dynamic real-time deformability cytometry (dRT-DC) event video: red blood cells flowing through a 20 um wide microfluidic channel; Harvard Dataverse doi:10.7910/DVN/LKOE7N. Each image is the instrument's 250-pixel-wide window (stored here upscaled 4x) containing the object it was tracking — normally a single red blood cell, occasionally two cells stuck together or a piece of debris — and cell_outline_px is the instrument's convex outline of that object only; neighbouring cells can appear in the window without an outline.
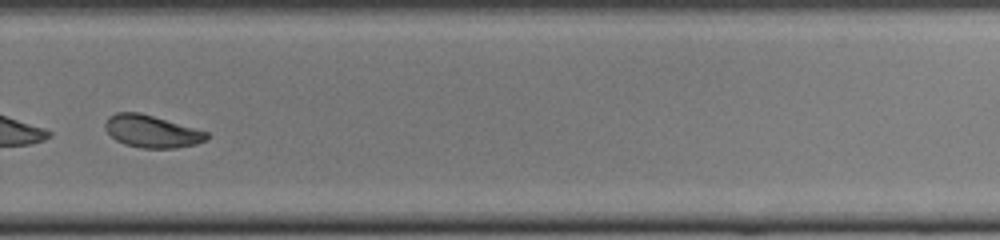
{"species": "common noctule bat (a hibernating species)", "species_latin": "Nyctalus noctula", "temperature_condition": "cold", "stored_images_in_passage": 37, "camera_frame_rate_fps": 3000, "um_per_image_px": 0.085, "animal": {"sex": "female", "body_mass_g": 22.0, "forearm_length_mm": 56.7}, "frame": {"image": 1, "passage_image": 22, "time_ms": 7.0, "image_size_px": [1000, 240], "cell_outline_px": [[208, 140], [196, 144], [176, 148], [140, 148], [124, 144], [116, 140], [104, 128], [104, 124], [108, 116], [116, 112], [140, 112], [208, 132]], "centroid_in_image_um": [12.88, 11.17], "position_along_channel_um": 316.9, "area_um2": 19.19}, "authors_computed_cell_mechanics": {"area_um2": 20.1144, "velocity_mm_per_s": 3.9532, "shape_relaxation_time_tau1_ms": 1.1033, "shape_relaxation_time_tau2_ms": 2.6922, "deformation_change_tau1": 0.2594, "deformation_change_tau2": 0.0775}}